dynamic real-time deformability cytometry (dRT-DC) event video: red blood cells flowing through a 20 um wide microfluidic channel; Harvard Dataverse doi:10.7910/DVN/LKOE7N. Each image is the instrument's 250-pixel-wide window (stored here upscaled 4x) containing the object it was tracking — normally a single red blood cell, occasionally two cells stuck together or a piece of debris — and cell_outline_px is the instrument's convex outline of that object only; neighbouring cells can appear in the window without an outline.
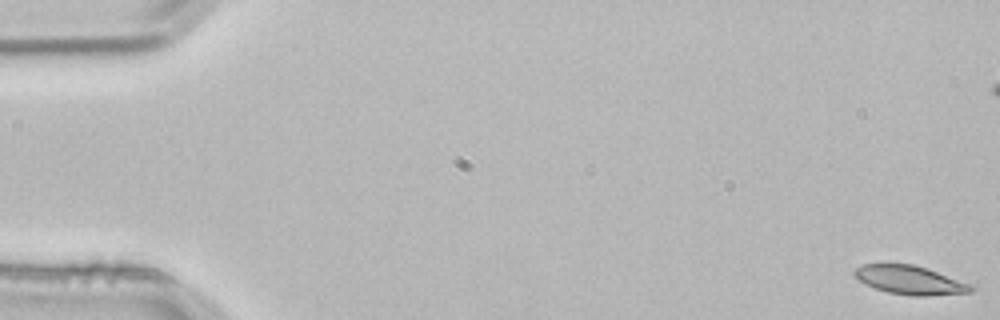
{"species": "common noctule bat (a hibernating species)", "species_latin": "Nyctalus noctula", "temperature_condition": "room temperature", "stored_images_in_passage": 4, "camera_frame_rate_fps": 3000, "um_per_image_px": 0.085, "animal": {"sex": "male", "body_mass_g": 21.5, "forearm_length_mm": 52.0}, "frame": {"image": 1, "passage_image": 1, "time_ms": 0.0, "image_size_px": [1000, 320], "cell_outline_px": [[976, 288], [972, 292], [928, 296], [912, 296], [888, 292], [864, 284], [852, 272], [856, 268], [864, 264], [912, 264], [972, 284]], "centroid_in_image_um": [77.36, 23.82], "position_along_channel_um": 7.6, "area_um2": 19.31}}